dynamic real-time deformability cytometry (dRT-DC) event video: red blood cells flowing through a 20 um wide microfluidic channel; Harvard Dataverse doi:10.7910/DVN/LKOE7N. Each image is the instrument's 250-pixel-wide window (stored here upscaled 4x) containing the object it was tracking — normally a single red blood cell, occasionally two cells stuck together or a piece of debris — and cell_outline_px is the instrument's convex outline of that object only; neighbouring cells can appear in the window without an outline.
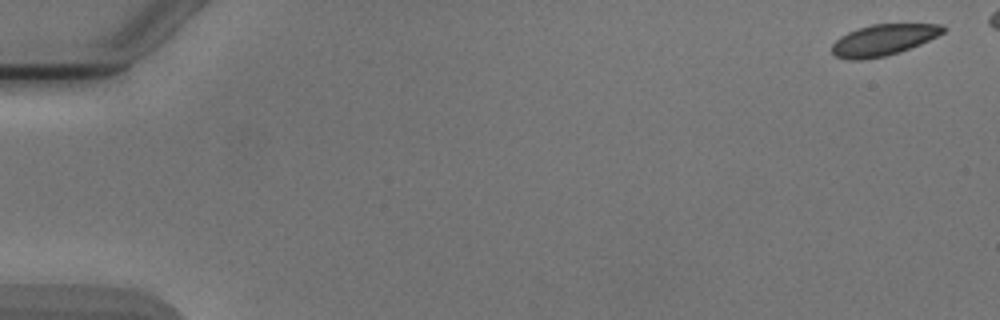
{"species": "Egyptian fruit bat (a non-hibernating species)", "species_latin": "Rousettus aegyptiacus", "temperature_condition": "cold", "stored_images_in_passage": 6, "camera_frame_rate_fps": 3000, "um_per_image_px": 0.085, "animal": {"sex": "male"}, "frame": {"image": 1, "passage_image": 1, "time_ms": 0.0, "image_size_px": [1000, 320], "cell_outline_px": [[948, 28], [944, 32], [920, 44], [900, 52], [884, 56], [860, 60], [848, 60], [836, 56], [832, 52], [832, 44], [840, 36], [848, 32], [872, 24], [944, 24]], "centroid_in_image_um": [75.1, 3.39], "position_along_channel_um": 9.9, "area_um2": 20.11}}